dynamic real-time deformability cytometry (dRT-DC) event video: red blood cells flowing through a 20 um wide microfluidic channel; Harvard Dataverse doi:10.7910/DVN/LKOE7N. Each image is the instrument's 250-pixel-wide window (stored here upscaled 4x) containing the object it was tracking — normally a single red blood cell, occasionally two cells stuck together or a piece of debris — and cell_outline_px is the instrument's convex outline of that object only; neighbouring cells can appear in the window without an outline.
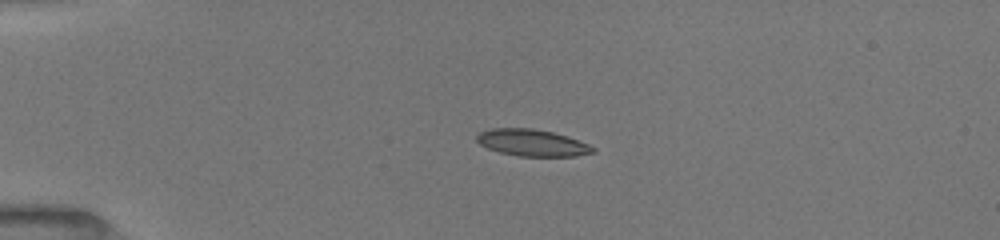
{"species": "common noctule bat (a hibernating species)", "species_latin": "Nyctalus noctula", "temperature_condition": "room temperature", "stored_images_in_passage": 40, "camera_frame_rate_fps": 3000, "um_per_image_px": 0.085, "animal": {"sex": "female", "body_mass_g": 19.5, "forearm_length_mm": 54.1}, "frame": {"image": 1, "passage_image": 1, "time_ms": 0.0, "image_size_px": [1000, 240], "cell_outline_px": [[596, 152], [576, 156], [520, 156], [500, 152], [488, 148], [480, 144], [476, 140], [476, 136], [480, 132], [492, 128], [532, 128], [552, 132], [568, 136], [588, 144], [596, 148]], "centroid_in_image_um": [45.25, 12.13], "position_along_channel_um": 39.7, "area_um2": 18.09}}
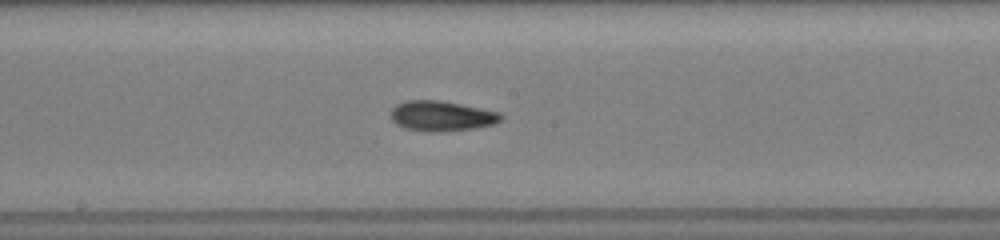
{"frame": {"image": 2, "passage_image": 17, "time_ms": 5.333, "image_size_px": [1000, 240], "cell_outline_px": [[504, 120], [496, 124], [476, 128], [440, 132], [436, 132], [404, 128], [396, 124], [388, 116], [392, 108], [396, 104], [404, 100], [440, 100], [500, 112], [504, 116]], "centroid_in_image_um": [37.54, 9.86], "position_along_channel_um": 210.7, "area_um2": 19.71}}
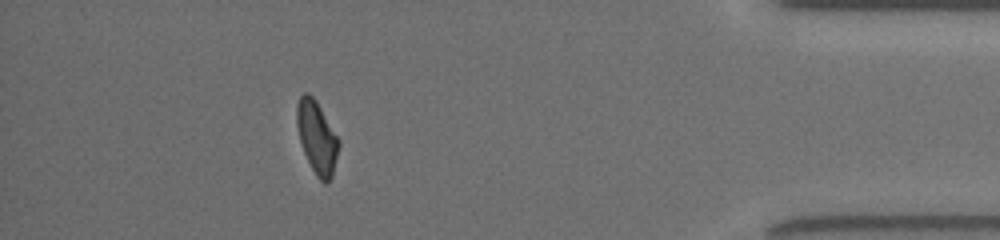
{"frame": {"image": 3, "passage_image": 35, "time_ms": 11.333, "image_size_px": [1000, 240], "cell_outline_px": [[340, 144], [332, 176], [328, 184], [324, 184], [316, 176], [304, 152], [300, 140], [296, 124], [296, 104], [300, 96], [304, 92], [308, 92], [316, 100], [340, 140]], "centroid_in_image_um": [26.94, 11.67], "position_along_channel_um": 408.3, "area_um2": 17.8}, "authors_computed_cell_mechanics": {"area_um2": 18.6116, "velocity_mm_per_s": 4.0067, "shape_relaxation_time_tau1_ms": 3.6974, "shape_relaxation_time_tau2_ms": 2.974, "deformation_change_tau1": 0.1454, "deformation_change_tau2": 0.083}}